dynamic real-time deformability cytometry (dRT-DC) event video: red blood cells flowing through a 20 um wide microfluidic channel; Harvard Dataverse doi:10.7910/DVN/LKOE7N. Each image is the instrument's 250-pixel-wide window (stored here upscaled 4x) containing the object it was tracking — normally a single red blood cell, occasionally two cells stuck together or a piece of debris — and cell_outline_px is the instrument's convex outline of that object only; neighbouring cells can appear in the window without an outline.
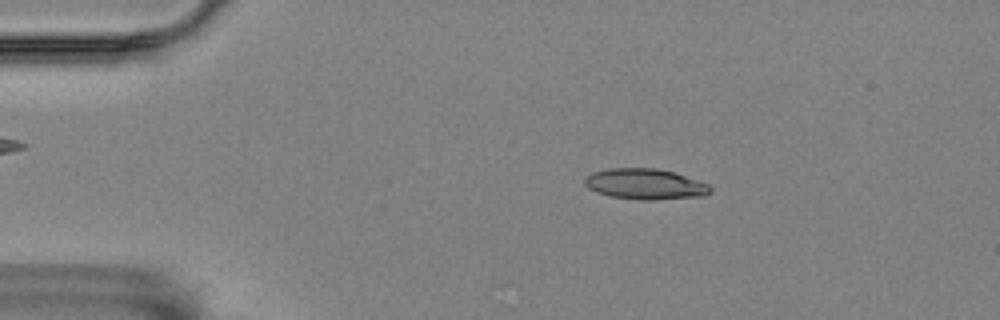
{"species": "Egyptian fruit bat (a non-hibernating species)", "species_latin": "Rousettus aegyptiacus", "temperature_condition": "room temperature", "stored_images_in_passage": 56, "camera_frame_rate_fps": 3000, "um_per_image_px": 0.085, "animal": {"sex": "female"}, "frame": {"image": 1, "passage_image": 10, "time_ms": 3.0, "image_size_px": [1000, 320], "cell_outline_px": [[712, 192], [704, 196], [652, 200], [640, 200], [612, 196], [596, 192], [588, 188], [584, 184], [584, 180], [592, 172], [608, 168], [656, 168], [672, 172], [708, 184], [712, 188]], "centroid_in_image_um": [54.83, 15.65], "position_along_channel_um": 30.2, "area_um2": 22.37}}
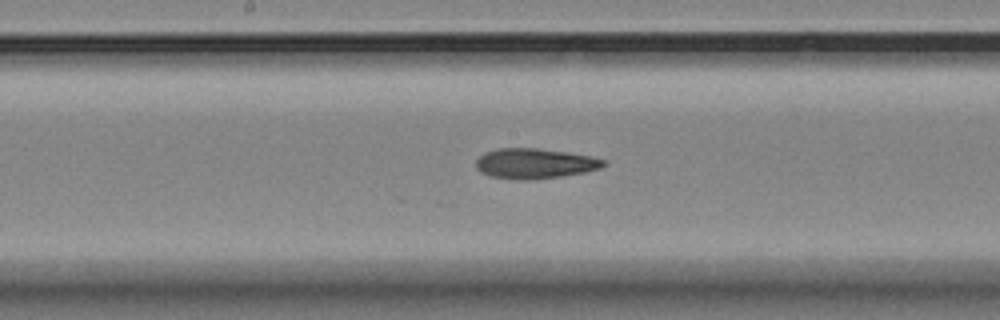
{"frame": {"image": 2, "passage_image": 29, "time_ms": 9.333, "image_size_px": [1000, 320], "cell_outline_px": [[608, 164], [600, 168], [584, 172], [536, 180], [520, 180], [492, 176], [480, 172], [476, 168], [476, 160], [484, 152], [496, 148], [536, 148], [568, 152], [592, 156], [604, 160]], "centroid_in_image_um": [45.45, 13.89], "position_along_channel_um": 202.8, "area_um2": 22.54}}
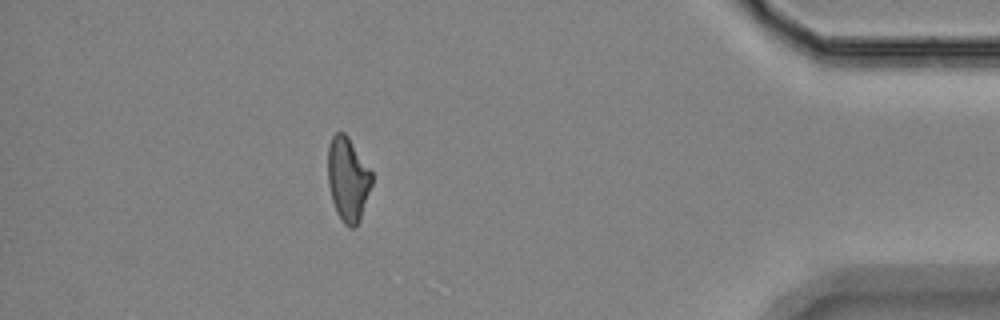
{"frame": {"image": 3, "passage_image": 50, "time_ms": 16.333, "image_size_px": [1000, 320], "cell_outline_px": [[372, 184], [360, 220], [356, 228], [348, 228], [344, 224], [336, 212], [332, 200], [328, 184], [328, 148], [332, 136], [336, 132], [344, 132], [348, 136], [372, 172]], "centroid_in_image_um": [29.57, 15.25], "position_along_channel_um": 405.6, "area_um2": 21.62}, "authors_computed_cell_mechanics": {"area_um2": 22.0796, "velocity_mm_per_s": 3.5356, "shape_relaxation_time_tau1_ms": null, "shape_relaxation_time_tau2_ms": 7.9042, "deformation_change_tau1": null, "deformation_change_tau2": 0.1755}}